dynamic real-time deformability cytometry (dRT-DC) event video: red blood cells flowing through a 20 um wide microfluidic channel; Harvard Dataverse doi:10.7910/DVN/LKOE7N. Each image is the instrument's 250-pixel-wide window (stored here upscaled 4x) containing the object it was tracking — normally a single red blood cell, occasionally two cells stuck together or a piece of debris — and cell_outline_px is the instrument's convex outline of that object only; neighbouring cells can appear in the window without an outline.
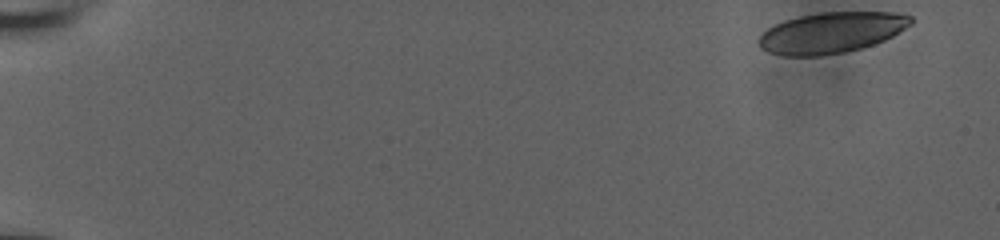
{"species": "human", "species_latin": "Homo sapiens", "temperature_condition": "room temperature", "stored_images_in_passage": 52, "camera_frame_rate_fps": 3000, "um_per_image_px": 0.085, "donor": {"sex": "male"}, "frame": {"image": 1, "passage_image": 1, "time_ms": 0.0, "image_size_px": [1000, 240], "cell_outline_px": [[912, 24], [892, 36], [884, 40], [860, 48], [844, 52], [820, 56], [784, 56], [768, 52], [760, 48], [760, 36], [768, 28], [784, 20], [800, 16], [820, 12], [892, 12], [912, 16]], "centroid_in_image_um": [70.67, 2.77], "position_along_channel_um": 14.3, "area_um2": 36.01}}
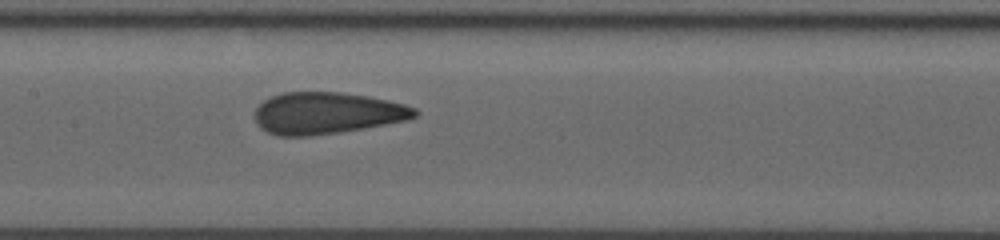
{"frame": {"image": 2, "passage_image": 28, "time_ms": 9.0, "image_size_px": [1000, 240], "cell_outline_px": [[420, 112], [416, 116], [408, 120], [364, 128], [340, 132], [308, 136], [276, 136], [260, 128], [256, 124], [256, 108], [264, 100], [272, 96], [284, 92], [340, 92], [368, 96], [388, 100], [404, 104], [416, 108]], "centroid_in_image_um": [27.8, 9.62], "position_along_channel_um": 179.6, "area_um2": 39.02}}
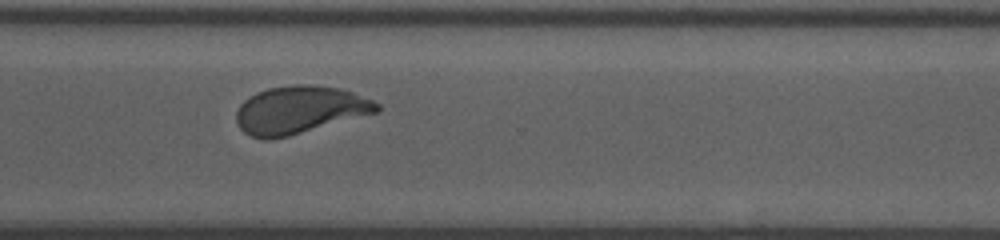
{"frame": {"image": 3, "passage_image": 41, "time_ms": 13.333, "image_size_px": [1000, 240], "cell_outline_px": [[380, 112], [288, 136], [268, 140], [252, 136], [244, 132], [240, 128], [236, 120], [236, 112], [240, 104], [248, 96], [256, 92], [268, 88], [292, 84], [316, 84], [336, 88], [352, 92], [372, 100], [380, 104]], "centroid_in_image_um": [25.47, 9.33], "position_along_channel_um": 345.1, "area_um2": 39.19}, "authors_computed_cell_mechanics": {"area_um2": 38.6971, "velocity_mm_per_s": 3.8307, "shape_relaxation_time_tau1_ms": null, "shape_relaxation_time_tau2_ms": 0.7717, "deformation_change_tau1": null, "deformation_change_tau2": 0.0705}}